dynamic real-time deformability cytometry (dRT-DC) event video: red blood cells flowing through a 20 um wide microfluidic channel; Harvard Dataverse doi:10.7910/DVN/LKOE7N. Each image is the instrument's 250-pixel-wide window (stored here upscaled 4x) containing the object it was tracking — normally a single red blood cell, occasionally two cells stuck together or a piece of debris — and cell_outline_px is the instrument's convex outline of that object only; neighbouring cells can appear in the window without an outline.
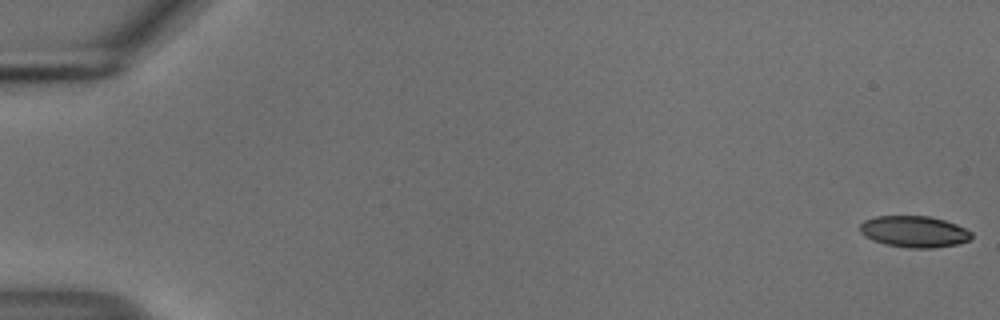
{"species": "common noctule bat (a hibernating species)", "species_latin": "Nyctalus noctula", "temperature_condition": "cold", "stored_images_in_passage": 55, "camera_frame_rate_fps": 3000, "um_per_image_px": 0.085, "animal": {"sex": "male", "body_mass_g": 18.8}, "frame": {"image": 1, "passage_image": 1, "time_ms": 0.0, "image_size_px": [1000, 320], "cell_outline_px": [[972, 236], [968, 240], [956, 244], [932, 248], [908, 248], [884, 244], [872, 240], [864, 236], [860, 232], [860, 224], [864, 220], [876, 216], [928, 216], [944, 220], [956, 224], [972, 232]], "centroid_in_image_um": [77.67, 19.69], "position_along_channel_um": 7.3, "area_um2": 20.4}}
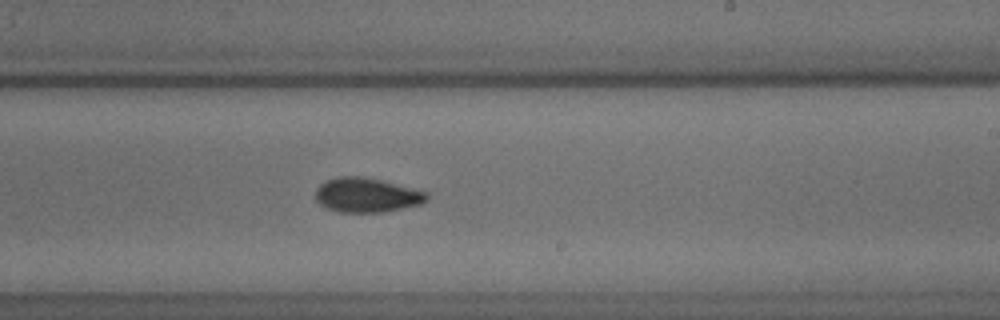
{"frame": {"image": 2, "passage_image": 34, "time_ms": 11.0, "image_size_px": [1000, 320], "cell_outline_px": [[428, 200], [420, 204], [384, 212], [340, 212], [328, 208], [320, 204], [316, 200], [316, 188], [320, 184], [336, 176], [360, 176], [380, 180], [428, 192]], "centroid_in_image_um": [31.16, 16.58], "position_along_channel_um": 257.8, "area_um2": 22.2}}
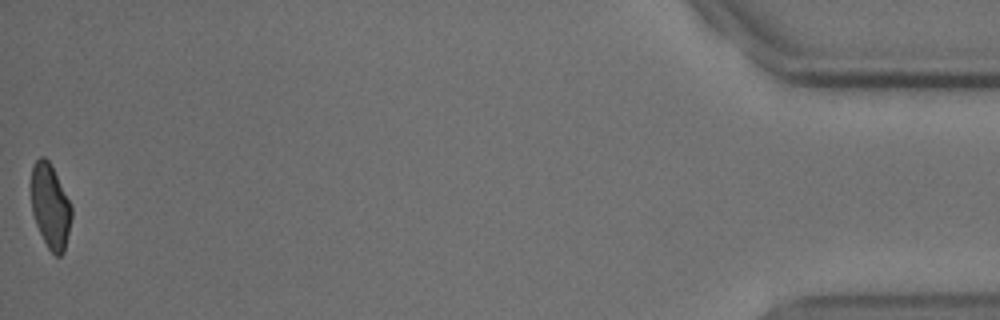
{"frame": {"image": 3, "passage_image": 55, "time_ms": 18.0, "image_size_px": [1000, 320], "cell_outline_px": [[72, 216], [64, 252], [60, 256], [56, 256], [48, 248], [36, 224], [32, 212], [32, 168], [36, 160], [40, 156], [44, 156], [48, 160], [72, 208]], "centroid_in_image_um": [4.28, 17.57], "position_along_channel_um": 430.9, "area_um2": 19.31}, "authors_computed_cell_mechanics": {"area_um2": 21.6172, "velocity_mm_per_s": 3.7379, "shape_relaxation_time_tau1_ms": 5.3971, "shape_relaxation_time_tau2_ms": 2.4451, "deformation_change_tau1": 0.1215, "deformation_change_tau2": 0.0711}}